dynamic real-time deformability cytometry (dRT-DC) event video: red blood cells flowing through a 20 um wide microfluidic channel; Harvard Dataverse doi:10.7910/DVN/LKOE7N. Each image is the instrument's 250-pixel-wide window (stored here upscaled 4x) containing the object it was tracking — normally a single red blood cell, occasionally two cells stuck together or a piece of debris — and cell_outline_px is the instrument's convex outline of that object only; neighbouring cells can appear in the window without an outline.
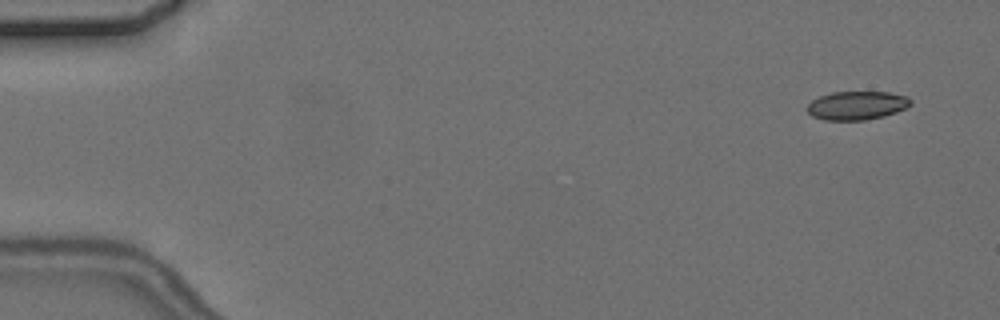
{"species": "common noctule bat (a hibernating species)", "species_latin": "Nyctalus noctula", "temperature_condition": "cold", "stored_images_in_passage": 5, "camera_frame_rate_fps": 3000, "um_per_image_px": 0.085, "animal": {"sex": "female", "body_mass_g": 24.6, "forearm_length_mm": 56.2}, "frame": {"image": 1, "passage_image": 2, "time_ms": 1.0, "image_size_px": [1000, 320], "cell_outline_px": [[912, 104], [896, 112], [884, 116], [864, 120], [824, 120], [812, 116], [804, 108], [812, 100], [820, 96], [832, 92], [888, 92], [908, 96], [912, 100]], "centroid_in_image_um": [72.82, 8.96], "position_along_channel_um": 12.2, "area_um2": 17.34}}
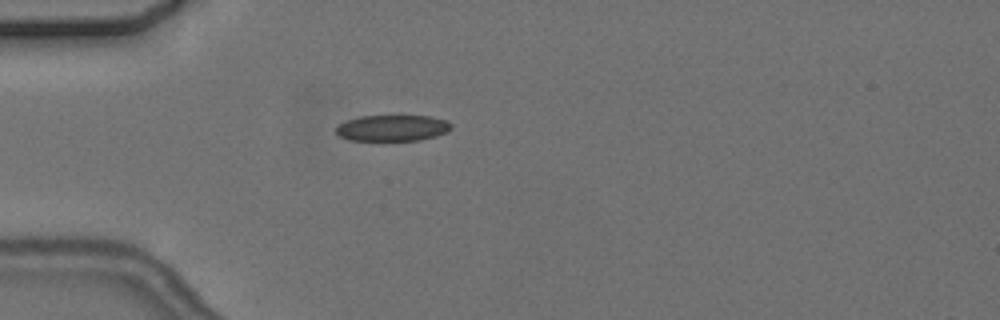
{"frame": {"image": 2, "passage_image": 5, "time_ms": 5.333, "image_size_px": [1000, 320], "cell_outline_px": [[452, 128], [448, 132], [436, 136], [420, 140], [348, 140], [340, 136], [336, 132], [336, 128], [340, 124], [348, 120], [360, 116], [432, 116], [448, 120], [452, 124]], "centroid_in_image_um": [33.42, 10.88], "position_along_channel_um": 51.6, "area_um2": 17.57}}